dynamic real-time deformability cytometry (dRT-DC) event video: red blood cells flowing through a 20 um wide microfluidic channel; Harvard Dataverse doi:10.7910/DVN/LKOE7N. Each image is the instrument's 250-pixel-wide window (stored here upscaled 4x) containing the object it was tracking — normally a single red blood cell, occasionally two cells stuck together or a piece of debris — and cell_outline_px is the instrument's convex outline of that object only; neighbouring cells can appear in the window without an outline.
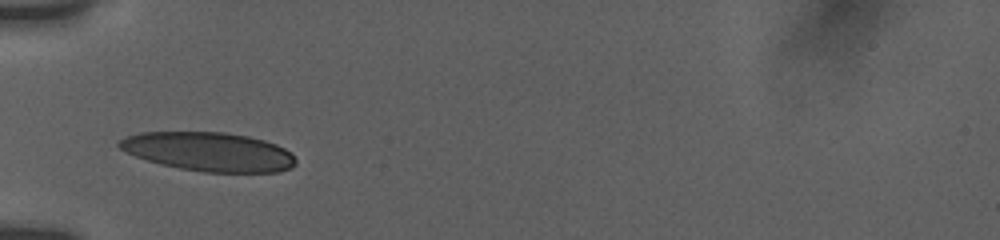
{"species": "human", "species_latin": "Homo sapiens", "temperature_condition": "room temperature", "stored_images_in_passage": 16, "camera_frame_rate_fps": 3000, "um_per_image_px": 0.085, "donor": {"sex": "female"}, "frame": {"image": 1, "passage_image": 1, "time_ms": 0.0, "image_size_px": [1000, 240], "cell_outline_px": [[296, 164], [280, 172], [204, 172], [180, 168], [160, 164], [136, 156], [120, 148], [116, 144], [120, 140], [128, 136], [140, 132], [224, 132], [248, 136], [264, 140], [276, 144], [292, 152], [296, 160]], "centroid_in_image_um": [17.78, 12.89], "position_along_channel_um": 67.2, "area_um2": 39.94}}
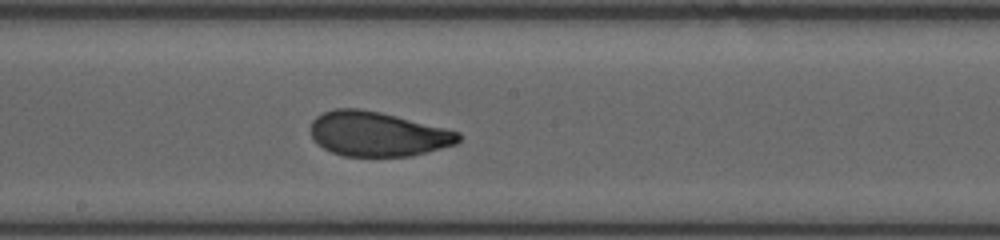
{"frame": {"image": 2, "passage_image": 7, "time_ms": 4.0, "image_size_px": [1000, 240], "cell_outline_px": [[464, 136], [456, 144], [428, 152], [412, 156], [344, 156], [332, 152], [316, 144], [312, 140], [312, 120], [316, 116], [324, 112], [336, 108], [360, 108], [380, 112], [460, 132]], "centroid_in_image_um": [32.1, 11.39], "position_along_channel_um": 216.1, "area_um2": 38.49}}
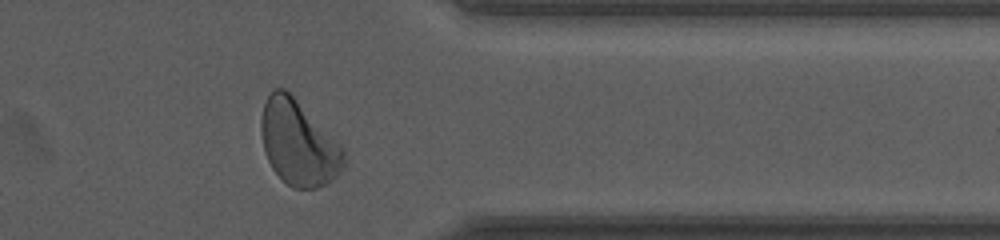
{"frame": {"image": 3, "passage_image": 14, "time_ms": 8.667, "image_size_px": [1000, 240], "cell_outline_px": [[344, 168], [332, 180], [316, 188], [292, 188], [272, 168], [264, 152], [260, 132], [260, 120], [264, 104], [272, 88], [284, 88], [344, 148]], "centroid_in_image_um": [25.34, 12.17], "position_along_channel_um": 386.1, "area_um2": 40.46}, "authors_computed_cell_mechanics": {"area_um2": 39.1306, "velocity_mm_per_s": 3.7917, "shape_relaxation_time_tau1_ms": 3.4075, "shape_relaxation_time_tau2_ms": 0.8315, "deformation_change_tau1": 0.1512, "deformation_change_tau2": 0.0672}}